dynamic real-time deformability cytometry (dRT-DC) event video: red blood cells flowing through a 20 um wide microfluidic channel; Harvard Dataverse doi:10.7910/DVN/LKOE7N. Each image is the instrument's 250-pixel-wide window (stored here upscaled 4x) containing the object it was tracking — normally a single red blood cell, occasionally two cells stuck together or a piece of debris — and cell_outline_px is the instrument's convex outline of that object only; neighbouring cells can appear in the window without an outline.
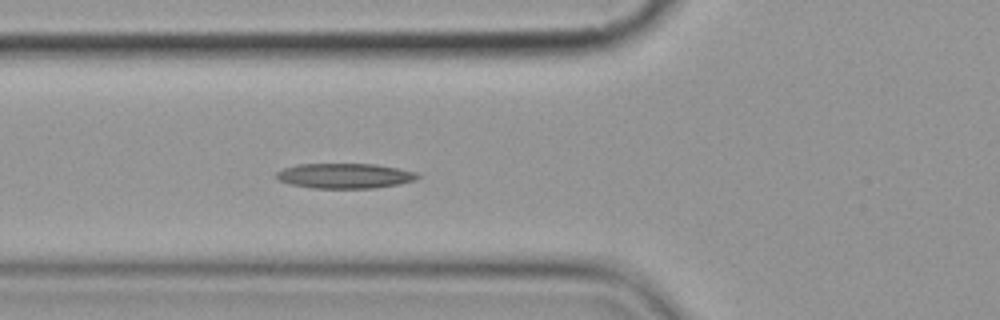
{"species": "common noctule bat (a hibernating species)", "species_latin": "Nyctalus noctula", "temperature_condition": "cold", "stored_images_in_passage": 7, "segment_of_instrument_passage": [1, 2], "camera_frame_rate_fps": 3000, "um_per_image_px": 0.085, "animal": {"sex": "female", "body_mass_g": 19.9}, "frame": {"image": 1, "passage_image": 6, "time_ms": 6.0, "image_size_px": [1000, 320], "cell_outline_px": [[420, 176], [416, 180], [400, 184], [372, 188], [312, 188], [292, 184], [280, 180], [276, 176], [276, 172], [284, 168], [300, 164], [376, 164], [416, 172]], "centroid_in_image_um": [29.34, 14.94], "position_along_channel_um": 96.5, "area_um2": 20.46}}